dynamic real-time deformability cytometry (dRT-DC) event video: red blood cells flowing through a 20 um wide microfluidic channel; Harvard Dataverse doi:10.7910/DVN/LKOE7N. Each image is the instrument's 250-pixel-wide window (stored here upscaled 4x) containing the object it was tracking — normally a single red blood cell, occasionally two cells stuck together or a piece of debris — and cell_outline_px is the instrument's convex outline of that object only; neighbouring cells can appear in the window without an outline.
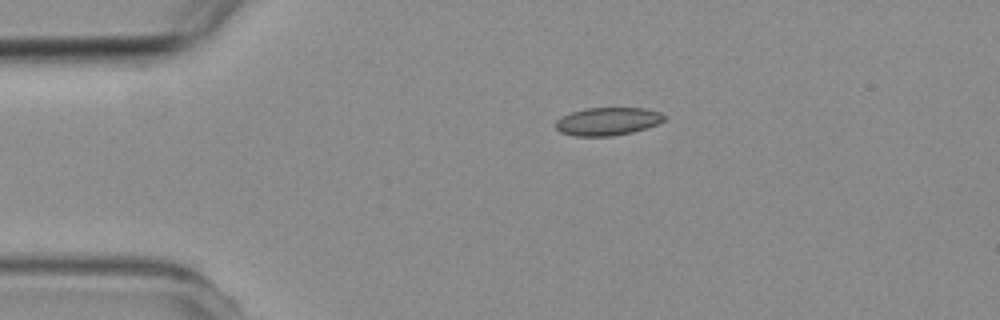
{"species": "common noctule bat (a hibernating species)", "species_latin": "Nyctalus noctula", "temperature_condition": "room temperature", "stored_images_in_passage": 3, "camera_frame_rate_fps": 3000, "um_per_image_px": 0.085, "animal": {"sex": "female", "body_mass_g": 19.3, "forearm_length_mm": 54.1}, "frame": {"image": 1, "passage_image": 3, "time_ms": 2.333, "image_size_px": [1000, 320], "cell_outline_px": [[664, 120], [656, 124], [632, 132], [612, 136], [576, 136], [560, 132], [556, 128], [556, 120], [572, 112], [588, 108], [644, 108], [660, 112], [664, 116]], "centroid_in_image_um": [51.64, 10.32], "position_along_channel_um": 33.4, "area_um2": 17.4}}